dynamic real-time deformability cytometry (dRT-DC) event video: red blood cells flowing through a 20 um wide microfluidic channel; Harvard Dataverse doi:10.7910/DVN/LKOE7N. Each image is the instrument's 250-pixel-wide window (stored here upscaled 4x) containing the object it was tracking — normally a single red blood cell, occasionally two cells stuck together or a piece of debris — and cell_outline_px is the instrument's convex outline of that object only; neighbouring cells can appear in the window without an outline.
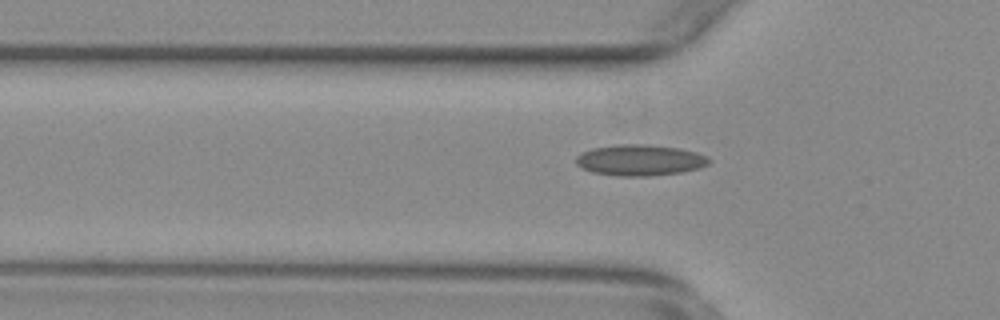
{"species": "common noctule bat (a hibernating species)", "species_latin": "Nyctalus noctula", "temperature_condition": "warm", "stored_images_in_passage": 38, "camera_frame_rate_fps": 3000, "um_per_image_px": 0.085, "animal": {"sex": "female", "body_mass_g": 29.2, "forearm_length_mm": 56.3}, "frame": {"image": 1, "passage_image": 7, "time_ms": 2.0, "image_size_px": [1000, 320], "cell_outline_px": [[712, 160], [708, 164], [700, 168], [680, 172], [648, 176], [620, 176], [592, 172], [576, 164], [576, 156], [580, 152], [592, 148], [616, 144], [648, 144], [680, 148], [696, 152], [708, 156]], "centroid_in_image_um": [54.4, 13.6], "position_along_channel_um": 71.4, "area_um2": 24.22}}
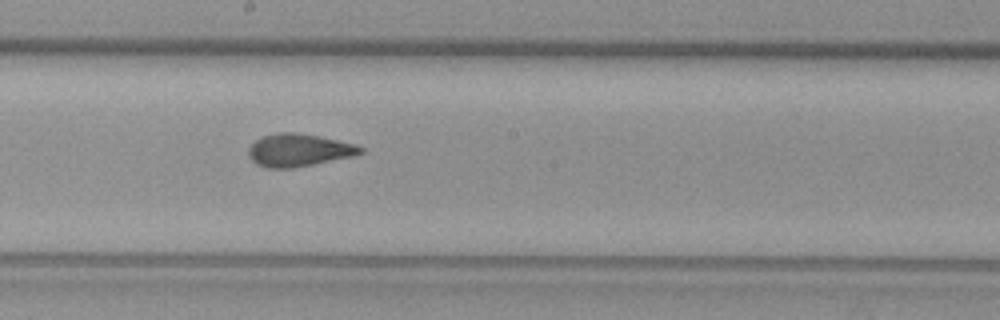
{"frame": {"image": 2, "passage_image": 19, "time_ms": 6.0, "image_size_px": [1000, 320], "cell_outline_px": [[364, 152], [356, 156], [292, 168], [268, 168], [256, 164], [248, 156], [248, 148], [256, 140], [264, 136], [276, 132], [296, 132], [320, 136], [356, 144], [364, 148]], "centroid_in_image_um": [25.42, 12.76], "position_along_channel_um": 222.8, "area_um2": 21.5}}
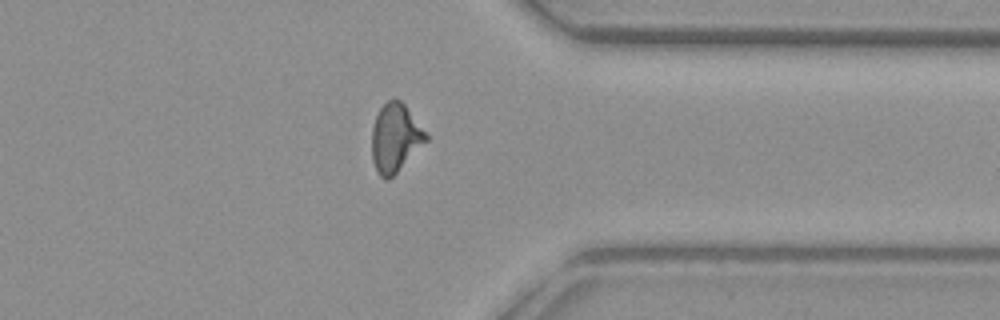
{"frame": {"image": 3, "passage_image": 32, "time_ms": 10.333, "image_size_px": [1000, 320], "cell_outline_px": [[428, 140], [388, 180], [384, 180], [376, 172], [372, 160], [372, 128], [376, 116], [380, 108], [388, 100], [400, 100], [404, 104], [428, 136]], "centroid_in_image_um": [33.57, 11.75], "position_along_channel_um": 377.8, "area_um2": 21.21}}